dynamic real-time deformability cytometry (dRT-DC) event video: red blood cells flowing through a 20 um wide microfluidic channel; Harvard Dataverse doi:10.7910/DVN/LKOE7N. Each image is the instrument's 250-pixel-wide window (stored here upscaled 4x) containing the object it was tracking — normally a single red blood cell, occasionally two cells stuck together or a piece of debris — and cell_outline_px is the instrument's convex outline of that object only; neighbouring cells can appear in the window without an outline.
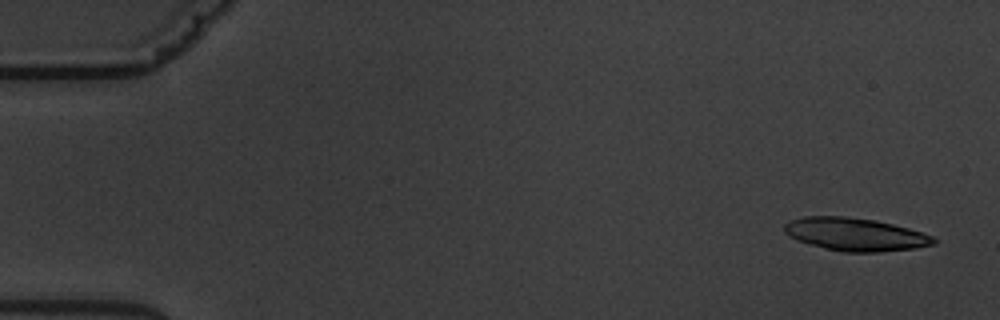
{"species": "common noctule bat (a hibernating species)", "species_latin": "Nyctalus noctula", "temperature_condition": "warm", "stored_images_in_passage": 6, "camera_frame_rate_fps": 3000, "um_per_image_px": 0.085, "animal": {"sex": "male", "body_mass_g": 19.5, "forearm_length_mm": 54.6}, "frame": {"image": 1, "passage_image": 1, "time_ms": 0.0, "image_size_px": [1000, 320], "cell_outline_px": [[936, 244], [916, 248], [880, 252], [844, 252], [796, 240], [788, 236], [784, 232], [784, 224], [788, 220], [804, 216], [844, 216], [876, 220], [908, 228], [932, 236], [936, 240]], "centroid_in_image_um": [72.68, 19.91], "position_along_channel_um": 12.3, "area_um2": 28.61}}